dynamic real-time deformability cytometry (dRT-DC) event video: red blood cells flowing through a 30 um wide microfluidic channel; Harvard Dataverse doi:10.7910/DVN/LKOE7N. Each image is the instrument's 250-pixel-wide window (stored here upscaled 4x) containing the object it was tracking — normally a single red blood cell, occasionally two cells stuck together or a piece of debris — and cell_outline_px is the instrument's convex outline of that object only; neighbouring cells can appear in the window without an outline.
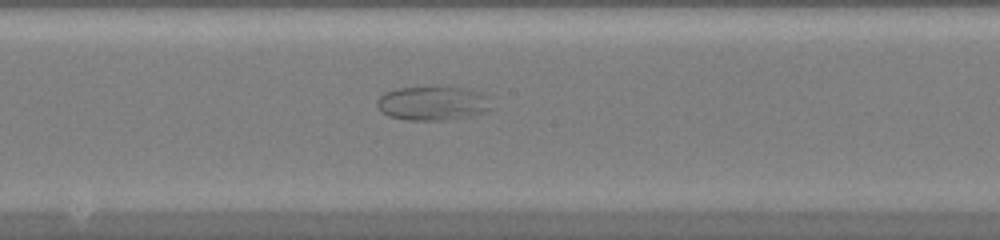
{"species": "common noctule bat (a hibernating species)", "species_latin": "Nyctalus noctula", "temperature_condition": "warm", "stored_images_in_passage": 47, "camera_frame_rate_fps": 3000, "um_per_image_px": 0.085, "animal": {"sex": "female", "body_mass_g": 20.0, "forearm_length_mm": 54.0}, "frame": {"image": 1, "passage_image": 26, "time_ms": 8.333, "image_size_px": [1000, 240], "cell_outline_px": [[492, 108], [484, 112], [468, 116], [444, 120], [408, 120], [388, 116], [380, 112], [376, 104], [376, 100], [384, 92], [396, 88], [472, 88], [488, 96]], "centroid_in_image_um": [36.76, 8.78], "position_along_channel_um": 211.4, "area_um2": 22.72}}
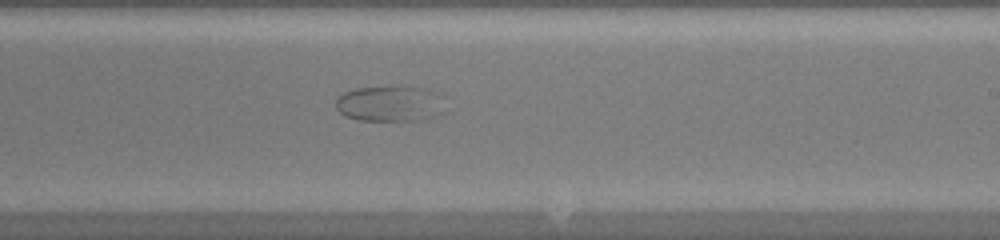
{"frame": {"image": 2, "passage_image": 29, "time_ms": 9.333, "image_size_px": [1000, 240], "cell_outline_px": [[448, 112], [436, 116], [420, 120], [356, 120], [344, 116], [336, 108], [336, 100], [344, 92], [356, 88], [424, 88], [440, 92], [444, 96]], "centroid_in_image_um": [33.26, 8.84], "position_along_channel_um": 255.7, "area_um2": 23.0}}
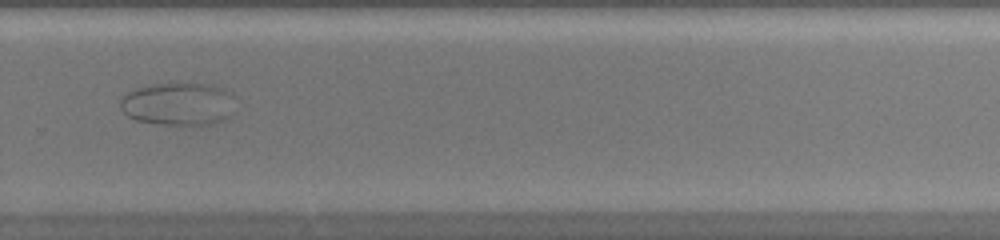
{"frame": {"image": 3, "passage_image": 33, "time_ms": 10.667, "image_size_px": [1000, 240], "cell_outline_px": [[232, 112], [228, 116], [220, 120], [208, 124], [164, 124], [136, 120], [128, 116], [120, 108], [120, 100], [128, 92], [136, 88], [152, 84], [212, 84], [224, 88], [232, 92]], "centroid_in_image_um": [15.14, 8.82], "position_along_channel_um": 314.7, "area_um2": 28.32}}